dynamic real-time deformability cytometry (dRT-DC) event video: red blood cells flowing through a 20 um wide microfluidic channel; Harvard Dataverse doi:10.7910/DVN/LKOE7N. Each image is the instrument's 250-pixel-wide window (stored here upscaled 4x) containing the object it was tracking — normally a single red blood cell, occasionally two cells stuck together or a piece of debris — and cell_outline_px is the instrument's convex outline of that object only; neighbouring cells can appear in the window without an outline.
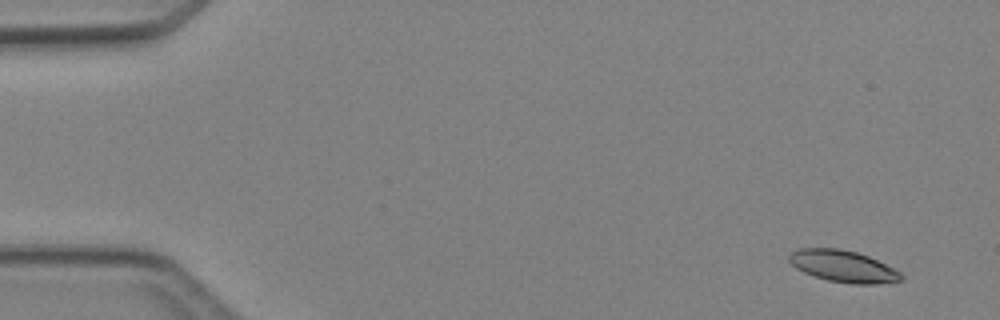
{"species": "Egyptian fruit bat (a non-hibernating species)", "species_latin": "Rousettus aegyptiacus", "temperature_condition": "cold", "stored_images_in_passage": 4, "camera_frame_rate_fps": 3000, "um_per_image_px": 0.085, "animal": {"sex": "female"}, "frame": {"image": 1, "passage_image": 1, "time_ms": 0.0, "image_size_px": [1000, 320], "cell_outline_px": [[904, 276], [900, 280], [876, 284], [852, 284], [828, 280], [804, 272], [796, 268], [788, 260], [788, 256], [792, 252], [800, 248], [840, 248], [856, 252], [868, 256], [900, 272]], "centroid_in_image_um": [71.64, 22.62], "position_along_channel_um": 13.4, "area_um2": 20.46}}
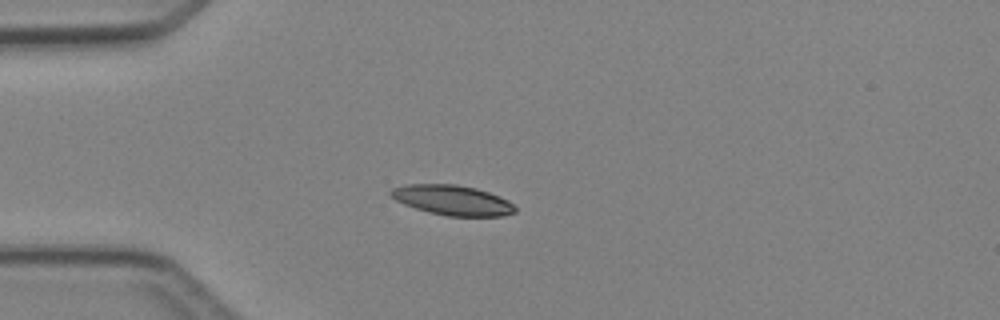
{"frame": {"image": 2, "passage_image": 4, "time_ms": 3.333, "image_size_px": [1000, 320], "cell_outline_px": [[516, 212], [504, 216], [448, 216], [428, 212], [404, 204], [396, 200], [388, 192], [392, 188], [404, 184], [456, 184], [476, 188], [488, 192], [508, 200], [516, 208]], "centroid_in_image_um": [38.45, 17.01], "position_along_channel_um": 46.6, "area_um2": 21.73}}